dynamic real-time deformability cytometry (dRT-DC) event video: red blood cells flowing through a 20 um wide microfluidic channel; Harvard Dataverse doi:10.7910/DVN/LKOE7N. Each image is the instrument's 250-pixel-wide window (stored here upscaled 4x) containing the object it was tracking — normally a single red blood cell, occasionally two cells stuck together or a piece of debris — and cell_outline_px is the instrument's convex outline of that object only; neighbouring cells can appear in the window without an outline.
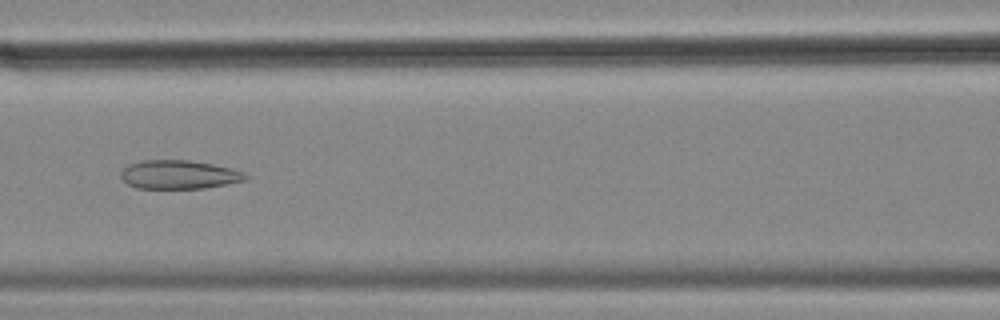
{"species": "common noctule bat (a hibernating species)", "species_latin": "Nyctalus noctula", "temperature_condition": "cold", "stored_images_in_passage": 55, "camera_frame_rate_fps": 3000, "um_per_image_px": 0.085, "animal": {"sex": "female", "body_mass_g": 18.4}, "frame": {"image": 1, "passage_image": 23, "time_ms": 7.333, "image_size_px": [1000, 320], "cell_outline_px": [[248, 176], [244, 180], [228, 184], [204, 188], [136, 188], [128, 184], [120, 176], [120, 172], [128, 164], [140, 160], [188, 160], [212, 164], [232, 168], [244, 172]], "centroid_in_image_um": [15.2, 14.83], "position_along_channel_um": 151.4, "area_um2": 20.87}}
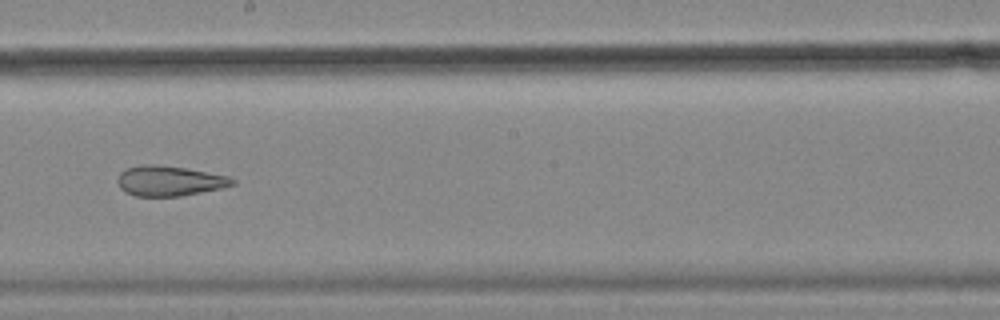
{"frame": {"image": 2, "passage_image": 30, "time_ms": 9.667, "image_size_px": [1000, 320], "cell_outline_px": [[236, 184], [220, 188], [180, 196], [136, 196], [124, 192], [120, 188], [116, 180], [120, 172], [124, 168], [140, 164], [156, 164], [184, 168], [228, 176], [236, 180]], "centroid_in_image_um": [14.34, 15.37], "position_along_channel_um": 233.9, "area_um2": 20.23}}
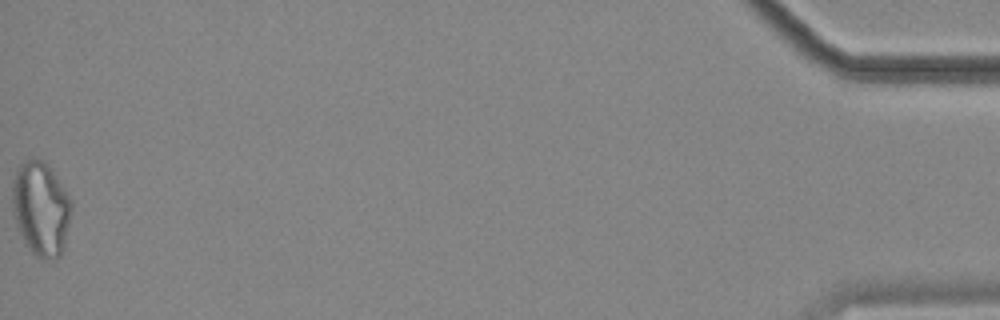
{"frame": {"image": 3, "passage_image": 55, "time_ms": 18.0, "image_size_px": [1000, 320], "cell_outline_px": [[72, 204], [64, 248], [60, 256], [44, 260], [36, 256], [28, 248], [20, 232], [12, 208], [12, 184], [16, 168], [24, 160], [44, 160], [48, 164], [72, 200]], "centroid_in_image_um": [3.48, 17.72], "position_along_channel_um": 431.7, "area_um2": 32.31}, "authors_computed_cell_mechanics": {"area_um2": 26.1834, "velocity_mm_per_s": 3.5529, "shape_relaxation_time_tau1_ms": null, "shape_relaxation_time_tau2_ms": 3.5377, "deformation_change_tau1": null, "deformation_change_tau2": 0.1301}}